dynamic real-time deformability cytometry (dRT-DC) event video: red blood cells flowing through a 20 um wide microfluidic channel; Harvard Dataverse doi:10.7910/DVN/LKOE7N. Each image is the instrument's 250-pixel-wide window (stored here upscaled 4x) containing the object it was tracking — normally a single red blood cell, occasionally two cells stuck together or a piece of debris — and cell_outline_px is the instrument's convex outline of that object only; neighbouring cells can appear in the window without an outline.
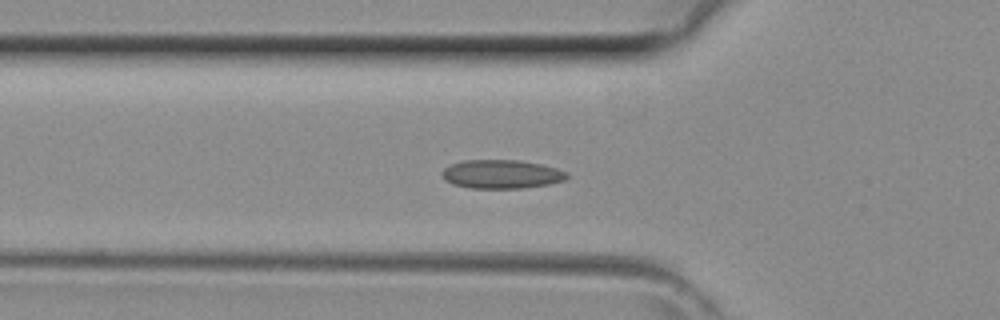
{"species": "common noctule bat (a hibernating species)", "species_latin": "Nyctalus noctula", "temperature_condition": "room temperature", "stored_images_in_passage": 38, "camera_frame_rate_fps": 3000, "um_per_image_px": 0.085, "animal": {"sex": "female", "body_mass_g": 29.2, "forearm_length_mm": 56.3}, "frame": {"image": 1, "passage_image": 14, "time_ms": 4.333, "image_size_px": [1000, 320], "cell_outline_px": [[568, 176], [564, 180], [548, 184], [524, 188], [468, 188], [452, 184], [444, 180], [440, 172], [448, 164], [464, 160], [520, 160], [540, 164], [556, 168], [568, 172]], "centroid_in_image_um": [42.58, 14.8], "position_along_channel_um": 83.2, "area_um2": 21.1}}
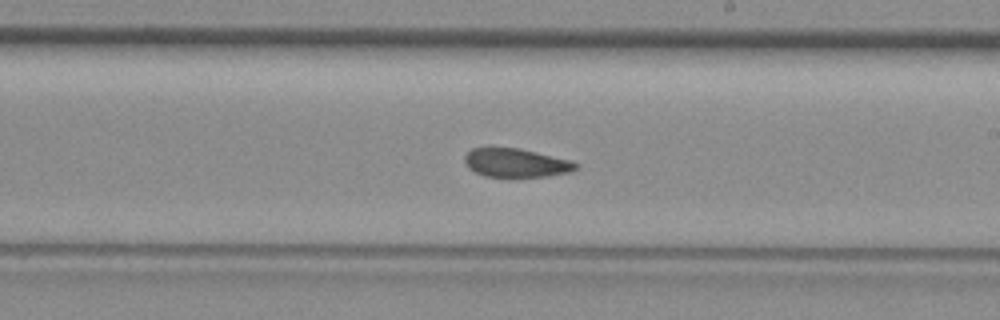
{"frame": {"image": 2, "passage_image": 24, "time_ms": 7.667, "image_size_px": [1000, 320], "cell_outline_px": [[580, 164], [576, 168], [568, 172], [548, 176], [484, 176], [468, 168], [464, 160], [464, 156], [472, 148], [520, 148], [572, 160]], "centroid_in_image_um": [43.87, 13.83], "position_along_channel_um": 245.1, "area_um2": 18.44}}
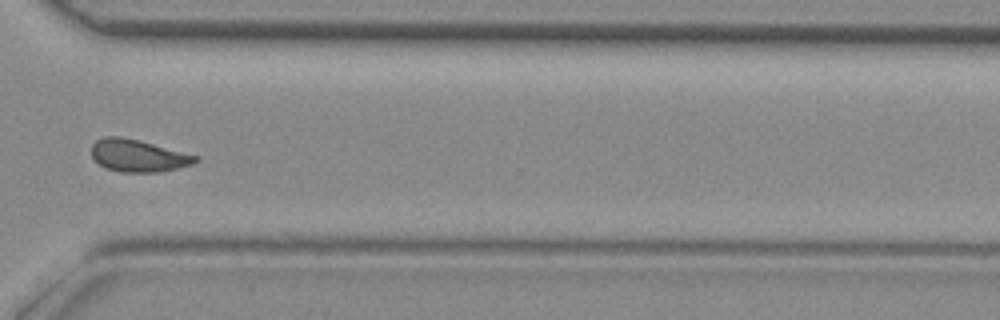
{"frame": {"image": 3, "passage_image": 31, "time_ms": 10.0, "image_size_px": [1000, 320], "cell_outline_px": [[200, 160], [192, 164], [160, 172], [120, 172], [104, 168], [92, 156], [92, 144], [96, 140], [104, 136], [120, 136], [140, 140], [200, 156]], "centroid_in_image_um": [11.75, 13.22], "position_along_channel_um": 358.8, "area_um2": 19.71}}